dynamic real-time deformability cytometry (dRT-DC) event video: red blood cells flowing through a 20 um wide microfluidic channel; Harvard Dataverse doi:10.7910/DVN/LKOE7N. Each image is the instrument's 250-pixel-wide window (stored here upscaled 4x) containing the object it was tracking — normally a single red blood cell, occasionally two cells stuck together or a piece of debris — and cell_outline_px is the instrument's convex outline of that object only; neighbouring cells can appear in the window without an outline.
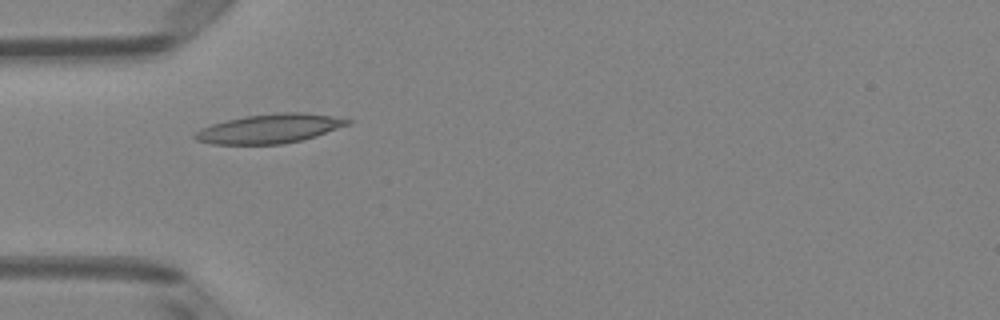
{"species": "Egyptian fruit bat (a non-hibernating species)", "species_latin": "Rousettus aegyptiacus", "temperature_condition": "room temperature", "stored_images_in_passage": 6, "camera_frame_rate_fps": 3000, "um_per_image_px": 0.085, "animal": {"sex": "female"}, "frame": {"image": 1, "passage_image": 4, "time_ms": 1.0, "image_size_px": [1000, 320], "cell_outline_px": [[352, 124], [316, 136], [300, 140], [280, 144], [212, 144], [196, 140], [192, 136], [200, 128], [212, 124], [244, 116], [280, 112], [304, 112], [332, 116], [352, 120]], "centroid_in_image_um": [22.94, 10.93], "position_along_channel_um": 62.1, "area_um2": 25.95}}
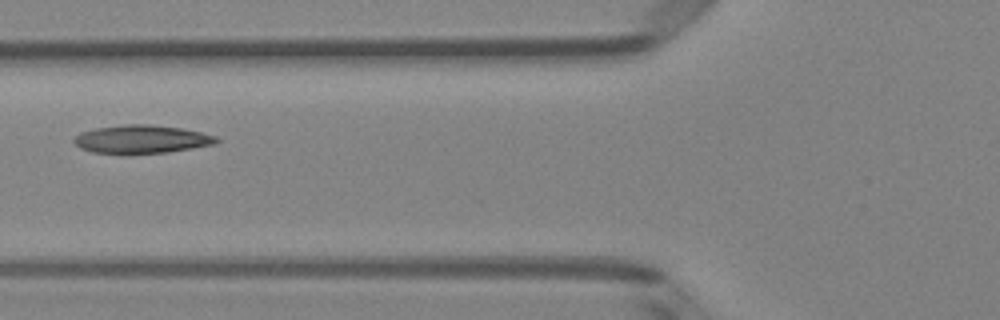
{"frame": {"image": 2, "passage_image": 5, "time_ms": 1.333, "image_size_px": [1000, 320], "cell_outline_px": [[220, 140], [216, 144], [168, 152], [124, 156], [92, 152], [80, 148], [72, 140], [80, 132], [96, 128], [124, 124], [148, 124], [180, 128], [200, 132], [216, 136]], "centroid_in_image_um": [12.0, 11.87], "position_along_channel_um": 113.8, "area_um2": 24.04}}
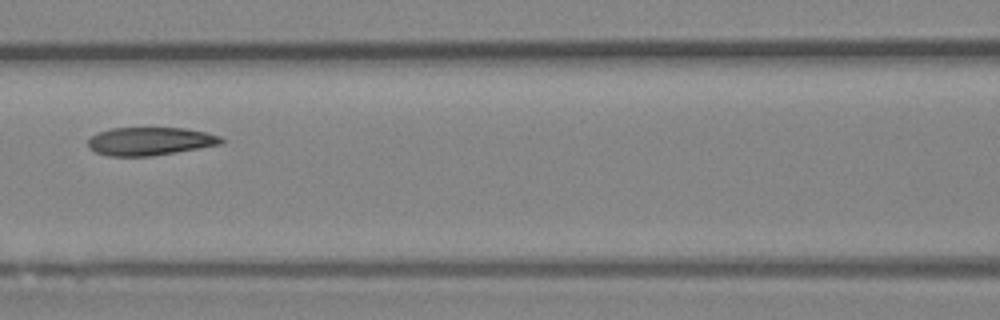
{"frame": {"image": 3, "passage_image": 6, "time_ms": 1.667, "image_size_px": [1000, 320], "cell_outline_px": [[224, 140], [220, 144], [152, 156], [108, 156], [96, 152], [88, 148], [88, 140], [92, 136], [100, 132], [112, 128], [184, 128], [204, 132], [220, 136]], "centroid_in_image_um": [12.72, 12.01], "position_along_channel_um": 153.9, "area_um2": 21.56}}